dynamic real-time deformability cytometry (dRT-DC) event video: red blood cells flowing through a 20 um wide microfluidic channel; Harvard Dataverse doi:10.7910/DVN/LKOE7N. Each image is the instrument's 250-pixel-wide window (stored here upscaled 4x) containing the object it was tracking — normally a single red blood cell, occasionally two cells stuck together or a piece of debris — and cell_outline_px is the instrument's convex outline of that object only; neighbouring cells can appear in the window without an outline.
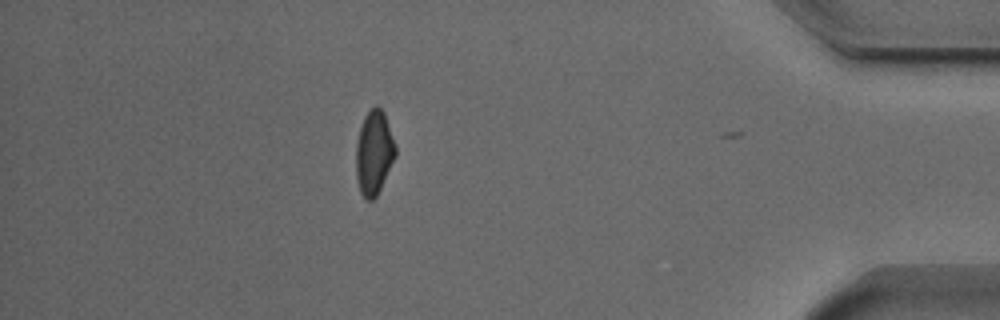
{"species": "Egyptian fruit bat (a non-hibernating species)", "species_latin": "Rousettus aegyptiacus", "temperature_condition": "cold", "stored_images_in_passage": 42, "segment_of_instrument_passage": [3, 3], "camera_frame_rate_fps": 3000, "um_per_image_px": 0.085, "animal": {"sex": "male"}, "frame": {"image": 1, "passage_image": 41, "time_ms": 13.333, "image_size_px": [1000, 320], "cell_outline_px": [[396, 156], [376, 196], [372, 200], [368, 200], [360, 192], [356, 176], [356, 144], [360, 128], [364, 116], [376, 104], [384, 112], [396, 144]], "centroid_in_image_um": [31.79, 12.95], "position_along_channel_um": 403.4, "area_um2": 19.25}}